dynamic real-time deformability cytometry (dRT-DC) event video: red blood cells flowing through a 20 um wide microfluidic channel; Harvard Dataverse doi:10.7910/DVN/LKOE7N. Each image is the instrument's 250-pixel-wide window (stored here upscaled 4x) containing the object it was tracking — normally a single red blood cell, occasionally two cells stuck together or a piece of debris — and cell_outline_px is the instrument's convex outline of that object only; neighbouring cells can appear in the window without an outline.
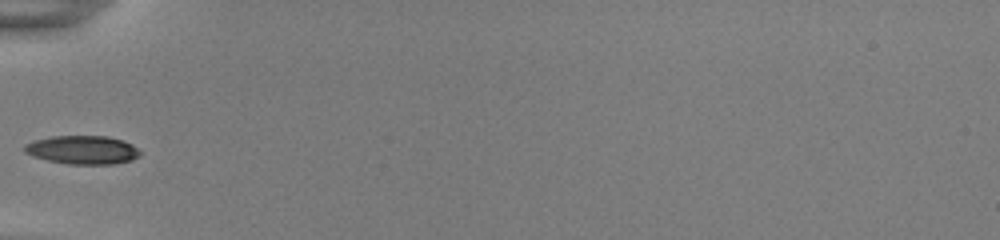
{"species": "common noctule bat (a hibernating species)", "species_latin": "Nyctalus noctula", "temperature_condition": "room temperature", "stored_images_in_passage": 33, "camera_frame_rate_fps": 3000, "um_per_image_px": 0.085, "animal": {"sex": "female", "body_mass_g": 22.0, "forearm_length_mm": 56.7}, "frame": {"image": 1, "passage_image": 1, "time_ms": 0.0, "image_size_px": [1000, 240], "cell_outline_px": [[140, 156], [132, 160], [112, 164], [68, 164], [48, 160], [32, 156], [24, 152], [24, 144], [36, 140], [52, 136], [108, 136], [132, 144], [140, 152]], "centroid_in_image_um": [7.0, 12.74], "position_along_channel_um": 78.0, "area_um2": 19.13}}
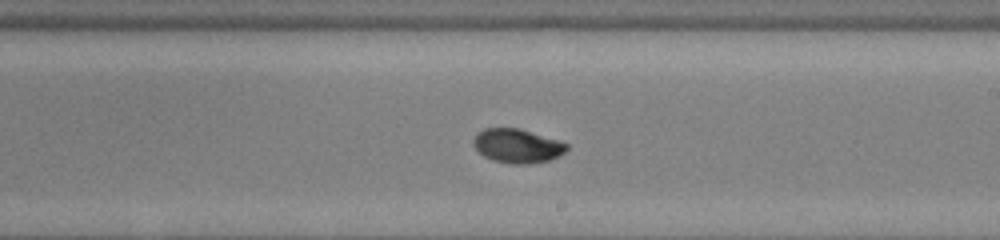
{"frame": {"image": 2, "passage_image": 14, "time_ms": 4.333, "image_size_px": [1000, 240], "cell_outline_px": [[568, 148], [564, 152], [548, 160], [528, 164], [512, 164], [492, 160], [484, 156], [472, 144], [472, 140], [476, 132], [484, 128], [520, 128], [568, 144]], "centroid_in_image_um": [43.91, 12.39], "position_along_channel_um": 245.1, "area_um2": 18.38}}
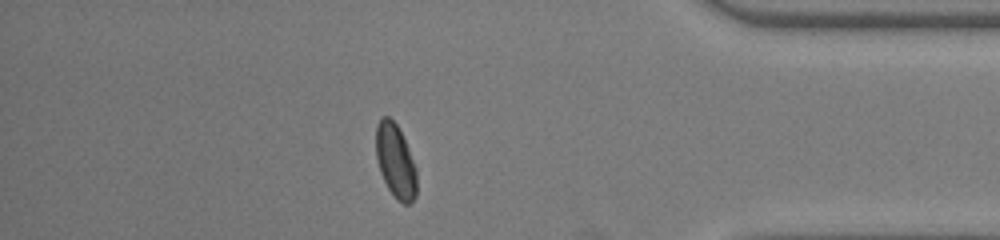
{"frame": {"image": 3, "passage_image": 28, "time_ms": 9.0, "image_size_px": [1000, 240], "cell_outline_px": [[416, 196], [408, 204], [404, 204], [396, 200], [388, 188], [380, 172], [376, 156], [376, 124], [384, 116], [388, 116], [396, 124], [408, 148], [416, 168]], "centroid_in_image_um": [33.61, 13.71], "position_along_channel_um": 401.6, "area_um2": 17.34}}